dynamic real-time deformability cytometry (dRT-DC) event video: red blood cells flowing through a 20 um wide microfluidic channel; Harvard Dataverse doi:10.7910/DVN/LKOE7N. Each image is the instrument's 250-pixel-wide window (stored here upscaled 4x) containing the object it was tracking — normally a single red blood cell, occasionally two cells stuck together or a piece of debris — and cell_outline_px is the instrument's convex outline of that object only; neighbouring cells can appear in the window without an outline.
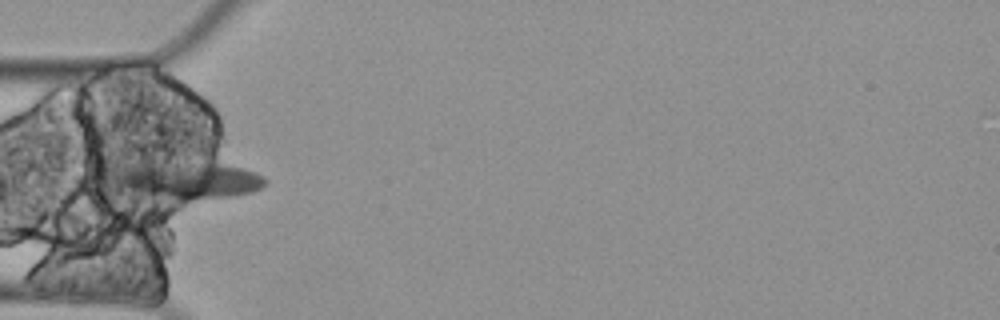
{"species": "Egyptian fruit bat (a non-hibernating species)", "species_latin": "Rousettus aegyptiacus", "temperature_condition": "cold", "stored_images_in_passage": 17, "camera_frame_rate_fps": 3000, "um_per_image_px": 0.085, "animal": {"sex": "female"}, "frame": {"image": 1, "passage_image": 1, "time_ms": 0.0, "image_size_px": [1000, 320], "cell_outline_px": [[268, 180], [260, 188], [252, 192], [180, 204], [108, 188], [112, 168], [124, 164], [220, 164], [244, 168], [256, 172], [264, 176]], "centroid_in_image_um": [15.7, 15.4], "position_along_channel_um": 69.3, "area_um2": 34.56}}
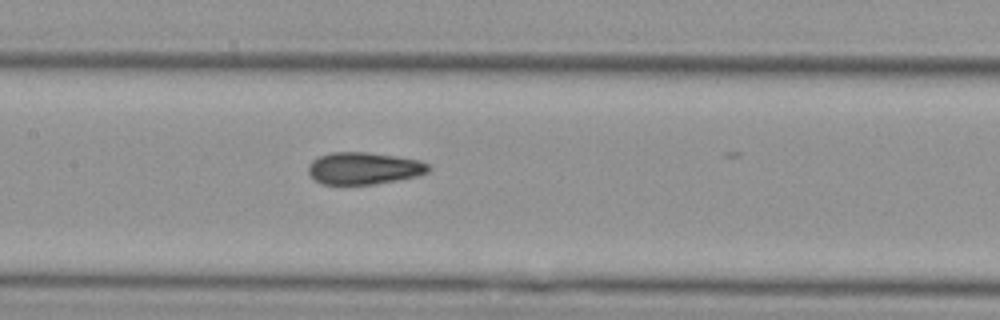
{"frame": {"image": 2, "passage_image": 10, "time_ms": 3.0, "image_size_px": [1000, 320], "cell_outline_px": [[432, 168], [428, 172], [416, 176], [396, 180], [372, 184], [324, 184], [316, 180], [308, 172], [308, 164], [312, 160], [320, 156], [332, 152], [368, 152], [396, 156], [420, 160], [428, 164]], "centroid_in_image_um": [30.94, 14.29], "position_along_channel_um": 176.5, "area_um2": 22.37}}
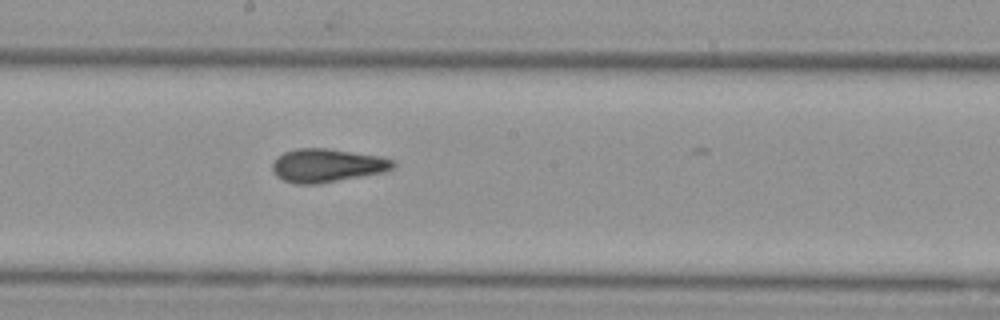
{"frame": {"image": 3, "passage_image": 14, "time_ms": 4.333, "image_size_px": [1000, 320], "cell_outline_px": [[396, 168], [384, 172], [316, 184], [296, 184], [284, 180], [276, 176], [272, 168], [272, 164], [276, 156], [284, 152], [296, 148], [328, 148], [384, 156], [396, 160]], "centroid_in_image_um": [27.85, 14.04], "position_along_channel_um": 220.4, "area_um2": 23.87}}